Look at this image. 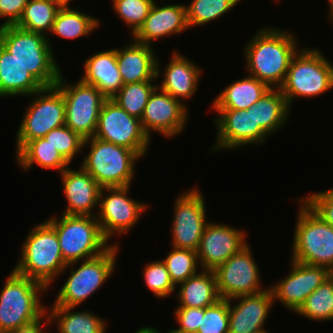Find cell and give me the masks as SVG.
<instances>
[{
	"instance_id": "1",
	"label": "cell",
	"mask_w": 333,
	"mask_h": 333,
	"mask_svg": "<svg viewBox=\"0 0 333 333\" xmlns=\"http://www.w3.org/2000/svg\"><path fill=\"white\" fill-rule=\"evenodd\" d=\"M297 40L286 29L261 28L244 48L248 75L270 88H280L286 79L289 63L298 51Z\"/></svg>"
},
{
	"instance_id": "2",
	"label": "cell",
	"mask_w": 333,
	"mask_h": 333,
	"mask_svg": "<svg viewBox=\"0 0 333 333\" xmlns=\"http://www.w3.org/2000/svg\"><path fill=\"white\" fill-rule=\"evenodd\" d=\"M49 40L16 25L0 27V44L44 87L55 86L62 73Z\"/></svg>"
},
{
	"instance_id": "3",
	"label": "cell",
	"mask_w": 333,
	"mask_h": 333,
	"mask_svg": "<svg viewBox=\"0 0 333 333\" xmlns=\"http://www.w3.org/2000/svg\"><path fill=\"white\" fill-rule=\"evenodd\" d=\"M26 237L21 245L20 259L13 270L49 288L67 266L56 231L46 220L32 227Z\"/></svg>"
},
{
	"instance_id": "4",
	"label": "cell",
	"mask_w": 333,
	"mask_h": 333,
	"mask_svg": "<svg viewBox=\"0 0 333 333\" xmlns=\"http://www.w3.org/2000/svg\"><path fill=\"white\" fill-rule=\"evenodd\" d=\"M61 217V218H60ZM52 216L48 222L58 236L61 255L67 266L75 265L80 260L93 258L105 252L111 244L104 237L96 216L64 215Z\"/></svg>"
},
{
	"instance_id": "5",
	"label": "cell",
	"mask_w": 333,
	"mask_h": 333,
	"mask_svg": "<svg viewBox=\"0 0 333 333\" xmlns=\"http://www.w3.org/2000/svg\"><path fill=\"white\" fill-rule=\"evenodd\" d=\"M331 88L333 89V63L317 48L298 49L280 87L289 107L295 98H314Z\"/></svg>"
},
{
	"instance_id": "6",
	"label": "cell",
	"mask_w": 333,
	"mask_h": 333,
	"mask_svg": "<svg viewBox=\"0 0 333 333\" xmlns=\"http://www.w3.org/2000/svg\"><path fill=\"white\" fill-rule=\"evenodd\" d=\"M291 260L330 268L333 265V228L299 198Z\"/></svg>"
},
{
	"instance_id": "7",
	"label": "cell",
	"mask_w": 333,
	"mask_h": 333,
	"mask_svg": "<svg viewBox=\"0 0 333 333\" xmlns=\"http://www.w3.org/2000/svg\"><path fill=\"white\" fill-rule=\"evenodd\" d=\"M89 144L81 166L102 188L132 185L134 164L140 158L133 150L95 137L84 139L83 149Z\"/></svg>"
},
{
	"instance_id": "8",
	"label": "cell",
	"mask_w": 333,
	"mask_h": 333,
	"mask_svg": "<svg viewBox=\"0 0 333 333\" xmlns=\"http://www.w3.org/2000/svg\"><path fill=\"white\" fill-rule=\"evenodd\" d=\"M47 289L44 284L11 270L0 291V333H11L38 317L48 307L40 300Z\"/></svg>"
},
{
	"instance_id": "9",
	"label": "cell",
	"mask_w": 333,
	"mask_h": 333,
	"mask_svg": "<svg viewBox=\"0 0 333 333\" xmlns=\"http://www.w3.org/2000/svg\"><path fill=\"white\" fill-rule=\"evenodd\" d=\"M119 246L117 243L93 258L82 260L72 268L69 277L57 293L53 305L77 308L91 297L113 274Z\"/></svg>"
},
{
	"instance_id": "10",
	"label": "cell",
	"mask_w": 333,
	"mask_h": 333,
	"mask_svg": "<svg viewBox=\"0 0 333 333\" xmlns=\"http://www.w3.org/2000/svg\"><path fill=\"white\" fill-rule=\"evenodd\" d=\"M33 101L26 106L16 135V153L29 141L43 138L54 128L65 125V102L56 87H44L30 95Z\"/></svg>"
},
{
	"instance_id": "11",
	"label": "cell",
	"mask_w": 333,
	"mask_h": 333,
	"mask_svg": "<svg viewBox=\"0 0 333 333\" xmlns=\"http://www.w3.org/2000/svg\"><path fill=\"white\" fill-rule=\"evenodd\" d=\"M55 86L64 97L65 125L83 139L94 137L99 113L107 98L94 85L81 79L69 85L62 73Z\"/></svg>"
},
{
	"instance_id": "12",
	"label": "cell",
	"mask_w": 333,
	"mask_h": 333,
	"mask_svg": "<svg viewBox=\"0 0 333 333\" xmlns=\"http://www.w3.org/2000/svg\"><path fill=\"white\" fill-rule=\"evenodd\" d=\"M94 137L133 150L141 159L151 140L141 120L129 115L112 99L103 103Z\"/></svg>"
},
{
	"instance_id": "13",
	"label": "cell",
	"mask_w": 333,
	"mask_h": 333,
	"mask_svg": "<svg viewBox=\"0 0 333 333\" xmlns=\"http://www.w3.org/2000/svg\"><path fill=\"white\" fill-rule=\"evenodd\" d=\"M130 188L131 185L101 189L96 218L104 237L109 242L111 237L122 236L130 231L131 227H135L134 225L148 208V204L130 198Z\"/></svg>"
},
{
	"instance_id": "14",
	"label": "cell",
	"mask_w": 333,
	"mask_h": 333,
	"mask_svg": "<svg viewBox=\"0 0 333 333\" xmlns=\"http://www.w3.org/2000/svg\"><path fill=\"white\" fill-rule=\"evenodd\" d=\"M246 244L214 271L220 299L260 293L268 289L261 286V272Z\"/></svg>"
},
{
	"instance_id": "15",
	"label": "cell",
	"mask_w": 333,
	"mask_h": 333,
	"mask_svg": "<svg viewBox=\"0 0 333 333\" xmlns=\"http://www.w3.org/2000/svg\"><path fill=\"white\" fill-rule=\"evenodd\" d=\"M206 216L204 195L197 187L180 194L174 204L171 247L196 251L210 222Z\"/></svg>"
},
{
	"instance_id": "16",
	"label": "cell",
	"mask_w": 333,
	"mask_h": 333,
	"mask_svg": "<svg viewBox=\"0 0 333 333\" xmlns=\"http://www.w3.org/2000/svg\"><path fill=\"white\" fill-rule=\"evenodd\" d=\"M187 104L170 96L158 86L151 93L141 118L142 128L149 136L152 131L172 138L185 130L188 122Z\"/></svg>"
},
{
	"instance_id": "17",
	"label": "cell",
	"mask_w": 333,
	"mask_h": 333,
	"mask_svg": "<svg viewBox=\"0 0 333 333\" xmlns=\"http://www.w3.org/2000/svg\"><path fill=\"white\" fill-rule=\"evenodd\" d=\"M218 113L214 122L217 136L212 152L234 150L245 145L266 142L268 135L261 128H254L253 106L245 110L214 109Z\"/></svg>"
},
{
	"instance_id": "18",
	"label": "cell",
	"mask_w": 333,
	"mask_h": 333,
	"mask_svg": "<svg viewBox=\"0 0 333 333\" xmlns=\"http://www.w3.org/2000/svg\"><path fill=\"white\" fill-rule=\"evenodd\" d=\"M291 271L275 284L270 285L274 301L291 312H297L306 298L327 278L328 268L314 266L291 260Z\"/></svg>"
},
{
	"instance_id": "19",
	"label": "cell",
	"mask_w": 333,
	"mask_h": 333,
	"mask_svg": "<svg viewBox=\"0 0 333 333\" xmlns=\"http://www.w3.org/2000/svg\"><path fill=\"white\" fill-rule=\"evenodd\" d=\"M246 237L243 230L209 222L196 250L199 265L205 270H215L248 243Z\"/></svg>"
},
{
	"instance_id": "20",
	"label": "cell",
	"mask_w": 333,
	"mask_h": 333,
	"mask_svg": "<svg viewBox=\"0 0 333 333\" xmlns=\"http://www.w3.org/2000/svg\"><path fill=\"white\" fill-rule=\"evenodd\" d=\"M234 300L237 301L236 304H232ZM274 302L270 287L260 293L238 296L228 300V333H257L264 330V323Z\"/></svg>"
},
{
	"instance_id": "21",
	"label": "cell",
	"mask_w": 333,
	"mask_h": 333,
	"mask_svg": "<svg viewBox=\"0 0 333 333\" xmlns=\"http://www.w3.org/2000/svg\"><path fill=\"white\" fill-rule=\"evenodd\" d=\"M67 205L62 214L96 216L93 209L99 205L102 187L80 165L78 170L66 168L60 173Z\"/></svg>"
},
{
	"instance_id": "22",
	"label": "cell",
	"mask_w": 333,
	"mask_h": 333,
	"mask_svg": "<svg viewBox=\"0 0 333 333\" xmlns=\"http://www.w3.org/2000/svg\"><path fill=\"white\" fill-rule=\"evenodd\" d=\"M189 28L187 23L186 5L168 4L159 6L153 3L144 24L130 36L136 42L153 45L154 40L180 34Z\"/></svg>"
},
{
	"instance_id": "23",
	"label": "cell",
	"mask_w": 333,
	"mask_h": 333,
	"mask_svg": "<svg viewBox=\"0 0 333 333\" xmlns=\"http://www.w3.org/2000/svg\"><path fill=\"white\" fill-rule=\"evenodd\" d=\"M127 45L123 49H116L117 65L124 85L156 80L163 74L153 46L134 39Z\"/></svg>"
},
{
	"instance_id": "24",
	"label": "cell",
	"mask_w": 333,
	"mask_h": 333,
	"mask_svg": "<svg viewBox=\"0 0 333 333\" xmlns=\"http://www.w3.org/2000/svg\"><path fill=\"white\" fill-rule=\"evenodd\" d=\"M169 59L170 61L163 69L164 77H162L161 85L157 86L184 103L183 99L184 101L191 99L198 91L197 86L203 71L199 65L194 64L179 51L174 50Z\"/></svg>"
},
{
	"instance_id": "25",
	"label": "cell",
	"mask_w": 333,
	"mask_h": 333,
	"mask_svg": "<svg viewBox=\"0 0 333 333\" xmlns=\"http://www.w3.org/2000/svg\"><path fill=\"white\" fill-rule=\"evenodd\" d=\"M81 80L94 85L107 99H112L124 85L116 59V48L99 51L86 59Z\"/></svg>"
},
{
	"instance_id": "26",
	"label": "cell",
	"mask_w": 333,
	"mask_h": 333,
	"mask_svg": "<svg viewBox=\"0 0 333 333\" xmlns=\"http://www.w3.org/2000/svg\"><path fill=\"white\" fill-rule=\"evenodd\" d=\"M44 86L0 44V97L27 96Z\"/></svg>"
},
{
	"instance_id": "27",
	"label": "cell",
	"mask_w": 333,
	"mask_h": 333,
	"mask_svg": "<svg viewBox=\"0 0 333 333\" xmlns=\"http://www.w3.org/2000/svg\"><path fill=\"white\" fill-rule=\"evenodd\" d=\"M270 87L257 78L247 75L228 84L212 101L213 109L247 110L253 106Z\"/></svg>"
},
{
	"instance_id": "28",
	"label": "cell",
	"mask_w": 333,
	"mask_h": 333,
	"mask_svg": "<svg viewBox=\"0 0 333 333\" xmlns=\"http://www.w3.org/2000/svg\"><path fill=\"white\" fill-rule=\"evenodd\" d=\"M290 107L280 88H270L254 105V128L268 136L277 133L287 123Z\"/></svg>"
},
{
	"instance_id": "29",
	"label": "cell",
	"mask_w": 333,
	"mask_h": 333,
	"mask_svg": "<svg viewBox=\"0 0 333 333\" xmlns=\"http://www.w3.org/2000/svg\"><path fill=\"white\" fill-rule=\"evenodd\" d=\"M178 285V307L206 308L220 300L215 273L212 270L201 269V272Z\"/></svg>"
},
{
	"instance_id": "30",
	"label": "cell",
	"mask_w": 333,
	"mask_h": 333,
	"mask_svg": "<svg viewBox=\"0 0 333 333\" xmlns=\"http://www.w3.org/2000/svg\"><path fill=\"white\" fill-rule=\"evenodd\" d=\"M75 308L51 305L47 308L51 325L56 323L59 333H105L107 322L88 311H74Z\"/></svg>"
},
{
	"instance_id": "31",
	"label": "cell",
	"mask_w": 333,
	"mask_h": 333,
	"mask_svg": "<svg viewBox=\"0 0 333 333\" xmlns=\"http://www.w3.org/2000/svg\"><path fill=\"white\" fill-rule=\"evenodd\" d=\"M16 155L17 163L24 171H29L33 164L47 170L56 169L59 173L69 167V163L44 137L27 142Z\"/></svg>"
},
{
	"instance_id": "32",
	"label": "cell",
	"mask_w": 333,
	"mask_h": 333,
	"mask_svg": "<svg viewBox=\"0 0 333 333\" xmlns=\"http://www.w3.org/2000/svg\"><path fill=\"white\" fill-rule=\"evenodd\" d=\"M100 23L98 18L66 5L58 11L50 34L65 39L86 37L91 35Z\"/></svg>"
},
{
	"instance_id": "33",
	"label": "cell",
	"mask_w": 333,
	"mask_h": 333,
	"mask_svg": "<svg viewBox=\"0 0 333 333\" xmlns=\"http://www.w3.org/2000/svg\"><path fill=\"white\" fill-rule=\"evenodd\" d=\"M62 6L52 0H29L16 26L47 37L48 32L50 35L56 15Z\"/></svg>"
},
{
	"instance_id": "34",
	"label": "cell",
	"mask_w": 333,
	"mask_h": 333,
	"mask_svg": "<svg viewBox=\"0 0 333 333\" xmlns=\"http://www.w3.org/2000/svg\"><path fill=\"white\" fill-rule=\"evenodd\" d=\"M156 87V80L128 83L121 87L112 100L129 115L141 120L149 97Z\"/></svg>"
},
{
	"instance_id": "35",
	"label": "cell",
	"mask_w": 333,
	"mask_h": 333,
	"mask_svg": "<svg viewBox=\"0 0 333 333\" xmlns=\"http://www.w3.org/2000/svg\"><path fill=\"white\" fill-rule=\"evenodd\" d=\"M296 314L317 322L332 321L333 281L328 277L306 298Z\"/></svg>"
},
{
	"instance_id": "36",
	"label": "cell",
	"mask_w": 333,
	"mask_h": 333,
	"mask_svg": "<svg viewBox=\"0 0 333 333\" xmlns=\"http://www.w3.org/2000/svg\"><path fill=\"white\" fill-rule=\"evenodd\" d=\"M241 0H192L186 4L189 29L209 24L232 10Z\"/></svg>"
},
{
	"instance_id": "37",
	"label": "cell",
	"mask_w": 333,
	"mask_h": 333,
	"mask_svg": "<svg viewBox=\"0 0 333 333\" xmlns=\"http://www.w3.org/2000/svg\"><path fill=\"white\" fill-rule=\"evenodd\" d=\"M171 249V252L162 261L167 267L171 281L176 286L197 274V268L200 265L196 251L174 247Z\"/></svg>"
},
{
	"instance_id": "38",
	"label": "cell",
	"mask_w": 333,
	"mask_h": 333,
	"mask_svg": "<svg viewBox=\"0 0 333 333\" xmlns=\"http://www.w3.org/2000/svg\"><path fill=\"white\" fill-rule=\"evenodd\" d=\"M114 13L130 27L133 36L144 24L154 0H111Z\"/></svg>"
},
{
	"instance_id": "39",
	"label": "cell",
	"mask_w": 333,
	"mask_h": 333,
	"mask_svg": "<svg viewBox=\"0 0 333 333\" xmlns=\"http://www.w3.org/2000/svg\"><path fill=\"white\" fill-rule=\"evenodd\" d=\"M44 138L69 164L83 150L84 139L66 125L54 128Z\"/></svg>"
},
{
	"instance_id": "40",
	"label": "cell",
	"mask_w": 333,
	"mask_h": 333,
	"mask_svg": "<svg viewBox=\"0 0 333 333\" xmlns=\"http://www.w3.org/2000/svg\"><path fill=\"white\" fill-rule=\"evenodd\" d=\"M142 274L147 289L158 298L169 297L177 287L171 281L167 267L161 259L146 264Z\"/></svg>"
},
{
	"instance_id": "41",
	"label": "cell",
	"mask_w": 333,
	"mask_h": 333,
	"mask_svg": "<svg viewBox=\"0 0 333 333\" xmlns=\"http://www.w3.org/2000/svg\"><path fill=\"white\" fill-rule=\"evenodd\" d=\"M228 300L220 299L215 304L204 308V316L197 333H228Z\"/></svg>"
},
{
	"instance_id": "42",
	"label": "cell",
	"mask_w": 333,
	"mask_h": 333,
	"mask_svg": "<svg viewBox=\"0 0 333 333\" xmlns=\"http://www.w3.org/2000/svg\"><path fill=\"white\" fill-rule=\"evenodd\" d=\"M302 200L333 228V188L308 194Z\"/></svg>"
},
{
	"instance_id": "43",
	"label": "cell",
	"mask_w": 333,
	"mask_h": 333,
	"mask_svg": "<svg viewBox=\"0 0 333 333\" xmlns=\"http://www.w3.org/2000/svg\"><path fill=\"white\" fill-rule=\"evenodd\" d=\"M175 321L179 324L178 328L174 329L183 333H197L199 326L204 316V308L194 307H177L175 312Z\"/></svg>"
},
{
	"instance_id": "44",
	"label": "cell",
	"mask_w": 333,
	"mask_h": 333,
	"mask_svg": "<svg viewBox=\"0 0 333 333\" xmlns=\"http://www.w3.org/2000/svg\"><path fill=\"white\" fill-rule=\"evenodd\" d=\"M28 2L29 0H0V17H5L0 27L16 25Z\"/></svg>"
},
{
	"instance_id": "45",
	"label": "cell",
	"mask_w": 333,
	"mask_h": 333,
	"mask_svg": "<svg viewBox=\"0 0 333 333\" xmlns=\"http://www.w3.org/2000/svg\"><path fill=\"white\" fill-rule=\"evenodd\" d=\"M51 324L50 313L46 308L38 317L22 323L11 333H49L45 332V329L43 328L45 325L46 327H50Z\"/></svg>"
},
{
	"instance_id": "46",
	"label": "cell",
	"mask_w": 333,
	"mask_h": 333,
	"mask_svg": "<svg viewBox=\"0 0 333 333\" xmlns=\"http://www.w3.org/2000/svg\"><path fill=\"white\" fill-rule=\"evenodd\" d=\"M135 333H161V331H158L157 329H155L154 327L152 328L151 326H143L138 330H136Z\"/></svg>"
},
{
	"instance_id": "47",
	"label": "cell",
	"mask_w": 333,
	"mask_h": 333,
	"mask_svg": "<svg viewBox=\"0 0 333 333\" xmlns=\"http://www.w3.org/2000/svg\"><path fill=\"white\" fill-rule=\"evenodd\" d=\"M327 2H328V4H329L328 6H329V11H330V12L328 13V14H329L328 16L330 17V20H331L332 23H333V0H328Z\"/></svg>"
},
{
	"instance_id": "48",
	"label": "cell",
	"mask_w": 333,
	"mask_h": 333,
	"mask_svg": "<svg viewBox=\"0 0 333 333\" xmlns=\"http://www.w3.org/2000/svg\"><path fill=\"white\" fill-rule=\"evenodd\" d=\"M57 1L58 3L62 4L63 6L69 5L72 0H52Z\"/></svg>"
},
{
	"instance_id": "49",
	"label": "cell",
	"mask_w": 333,
	"mask_h": 333,
	"mask_svg": "<svg viewBox=\"0 0 333 333\" xmlns=\"http://www.w3.org/2000/svg\"><path fill=\"white\" fill-rule=\"evenodd\" d=\"M328 277L333 281V265L328 269Z\"/></svg>"
},
{
	"instance_id": "50",
	"label": "cell",
	"mask_w": 333,
	"mask_h": 333,
	"mask_svg": "<svg viewBox=\"0 0 333 333\" xmlns=\"http://www.w3.org/2000/svg\"><path fill=\"white\" fill-rule=\"evenodd\" d=\"M167 333H183V332H178V331H175L174 328L170 331H168Z\"/></svg>"
},
{
	"instance_id": "51",
	"label": "cell",
	"mask_w": 333,
	"mask_h": 333,
	"mask_svg": "<svg viewBox=\"0 0 333 333\" xmlns=\"http://www.w3.org/2000/svg\"><path fill=\"white\" fill-rule=\"evenodd\" d=\"M257 333H269V332H267V331L264 329V330H262V331H260V332H257Z\"/></svg>"
}]
</instances>
